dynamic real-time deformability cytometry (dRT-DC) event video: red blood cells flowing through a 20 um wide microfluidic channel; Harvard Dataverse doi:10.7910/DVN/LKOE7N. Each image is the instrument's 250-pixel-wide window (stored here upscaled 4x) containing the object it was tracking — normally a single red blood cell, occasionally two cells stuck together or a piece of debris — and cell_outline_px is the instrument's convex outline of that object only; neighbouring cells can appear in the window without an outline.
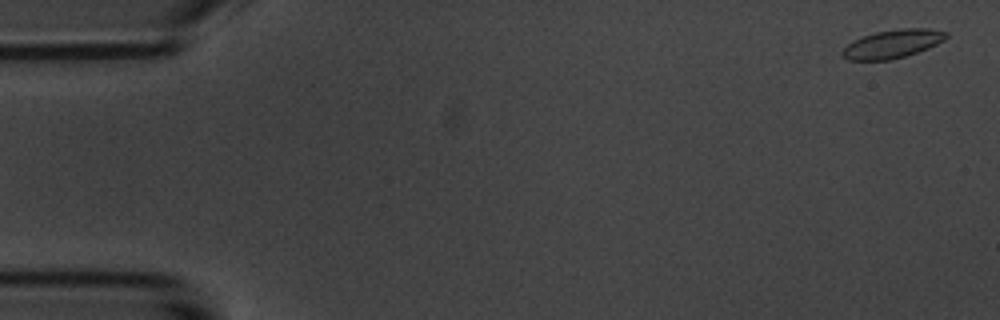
{"species": "common noctule bat (a hibernating species)", "species_latin": "Nyctalus noctula", "temperature_condition": "room temperature", "stored_images_in_passage": 5, "camera_frame_rate_fps": 3000, "um_per_image_px": 0.085, "animal": {"sex": "male", "body_mass_g": 20.1, "forearm_length_mm": 53.5}, "frame": {"image": 1, "passage_image": 1, "time_ms": 0.0, "image_size_px": [1000, 320], "cell_outline_px": [[948, 36], [944, 40], [928, 48], [904, 56], [888, 60], [848, 60], [840, 52], [852, 40], [876, 32], [900, 28], [928, 28], [948, 32]], "centroid_in_image_um": [75.87, 3.72], "position_along_channel_um": 9.1, "area_um2": 17.05}}
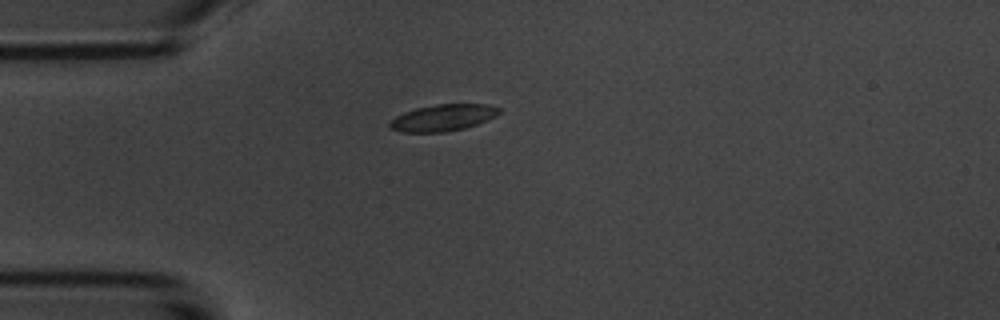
{"frame": {"image": 2, "passage_image": 5, "time_ms": 4.333, "image_size_px": [1000, 320], "cell_outline_px": [[500, 112], [496, 116], [488, 120], [464, 128], [444, 132], [400, 132], [392, 128], [388, 124], [396, 116], [404, 112], [416, 108], [436, 104], [488, 104], [500, 108]], "centroid_in_image_um": [37.67, 10.0], "position_along_channel_um": 47.3, "area_um2": 16.88}}